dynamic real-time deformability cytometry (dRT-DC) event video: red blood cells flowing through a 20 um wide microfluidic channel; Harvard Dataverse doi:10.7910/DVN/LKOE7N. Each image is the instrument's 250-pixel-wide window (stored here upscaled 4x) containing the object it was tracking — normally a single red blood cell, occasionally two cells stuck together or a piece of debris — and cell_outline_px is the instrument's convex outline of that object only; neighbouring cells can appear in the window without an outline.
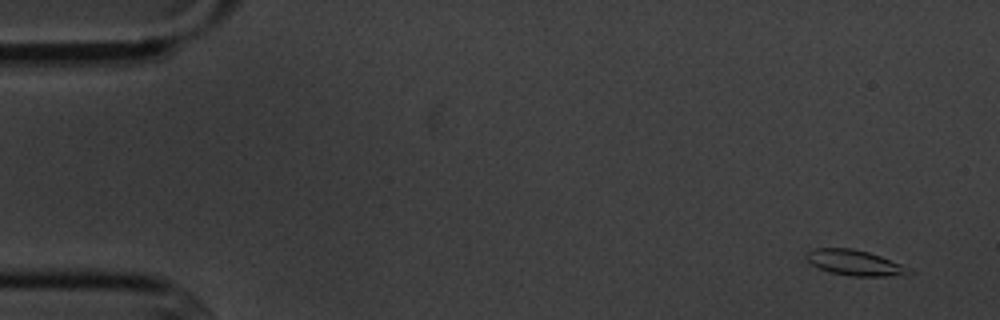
{"species": "common noctule bat (a hibernating species)", "species_latin": "Nyctalus noctula", "temperature_condition": "cold", "stored_images_in_passage": 7, "camera_frame_rate_fps": 3000, "um_per_image_px": 0.085, "animal": {"sex": "male", "body_mass_g": 20.1, "forearm_length_mm": 53.5}, "frame": {"image": 1, "passage_image": 1, "time_ms": 0.0, "image_size_px": [1000, 320], "cell_outline_px": [[916, 272], [888, 276], [852, 276], [828, 272], [812, 264], [804, 256], [812, 248], [852, 248], [868, 252], [880, 256], [912, 268]], "centroid_in_image_um": [72.66, 22.33], "position_along_channel_um": 12.3, "area_um2": 15.2}}
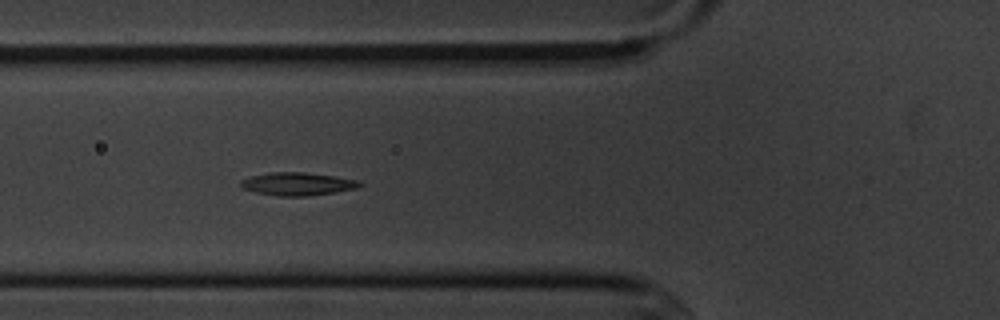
{"frame": {"image": 2, "passage_image": 6, "time_ms": 5.667, "image_size_px": [1000, 320], "cell_outline_px": [[364, 184], [360, 188], [336, 192], [308, 196], [276, 196], [256, 192], [244, 188], [240, 184], [240, 180], [248, 176], [272, 172], [304, 172], [360, 180]], "centroid_in_image_um": [25.32, 15.63], "position_along_channel_um": 100.5, "area_um2": 16.07}}
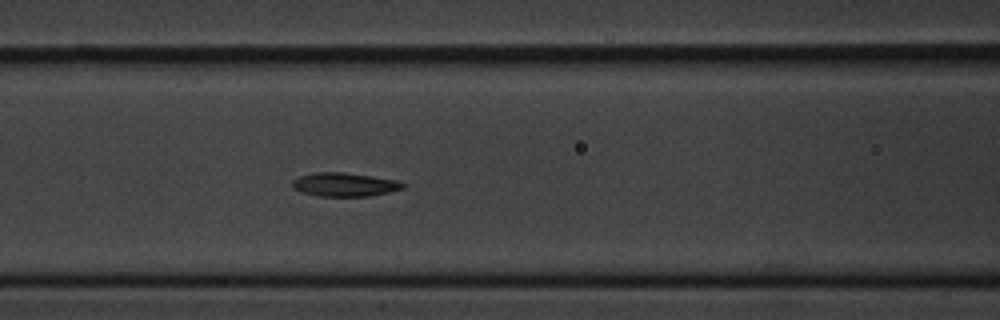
{"frame": {"image": 3, "passage_image": 7, "time_ms": 6.667, "image_size_px": [1000, 320], "cell_outline_px": [[408, 184], [404, 188], [388, 192], [368, 196], [316, 196], [300, 192], [292, 188], [292, 180], [300, 176], [316, 172], [344, 172], [396, 180]], "centroid_in_image_um": [29.26, 15.69], "position_along_channel_um": 137.3, "area_um2": 15.32}}